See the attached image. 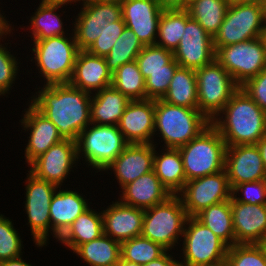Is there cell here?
Here are the masks:
<instances>
[{
    "label": "cell",
    "instance_id": "3957f363",
    "mask_svg": "<svg viewBox=\"0 0 266 266\" xmlns=\"http://www.w3.org/2000/svg\"><path fill=\"white\" fill-rule=\"evenodd\" d=\"M210 124L211 121L199 109L155 100L154 131H160L167 148H179L189 143Z\"/></svg>",
    "mask_w": 266,
    "mask_h": 266
},
{
    "label": "cell",
    "instance_id": "94428289",
    "mask_svg": "<svg viewBox=\"0 0 266 266\" xmlns=\"http://www.w3.org/2000/svg\"><path fill=\"white\" fill-rule=\"evenodd\" d=\"M264 26H266V0L263 3Z\"/></svg>",
    "mask_w": 266,
    "mask_h": 266
},
{
    "label": "cell",
    "instance_id": "ffe728a7",
    "mask_svg": "<svg viewBox=\"0 0 266 266\" xmlns=\"http://www.w3.org/2000/svg\"><path fill=\"white\" fill-rule=\"evenodd\" d=\"M154 144L129 143L107 167L115 171L121 188L153 170Z\"/></svg>",
    "mask_w": 266,
    "mask_h": 266
},
{
    "label": "cell",
    "instance_id": "9c48e42d",
    "mask_svg": "<svg viewBox=\"0 0 266 266\" xmlns=\"http://www.w3.org/2000/svg\"><path fill=\"white\" fill-rule=\"evenodd\" d=\"M263 23V5L230 2L223 23L213 37L215 51L220 47L260 37Z\"/></svg>",
    "mask_w": 266,
    "mask_h": 266
},
{
    "label": "cell",
    "instance_id": "681fc988",
    "mask_svg": "<svg viewBox=\"0 0 266 266\" xmlns=\"http://www.w3.org/2000/svg\"><path fill=\"white\" fill-rule=\"evenodd\" d=\"M0 266H32L29 263L24 262L21 256L17 258L8 259L0 262Z\"/></svg>",
    "mask_w": 266,
    "mask_h": 266
},
{
    "label": "cell",
    "instance_id": "f1b7e54d",
    "mask_svg": "<svg viewBox=\"0 0 266 266\" xmlns=\"http://www.w3.org/2000/svg\"><path fill=\"white\" fill-rule=\"evenodd\" d=\"M162 100L171 105L198 109L195 70L178 67Z\"/></svg>",
    "mask_w": 266,
    "mask_h": 266
},
{
    "label": "cell",
    "instance_id": "f907efd6",
    "mask_svg": "<svg viewBox=\"0 0 266 266\" xmlns=\"http://www.w3.org/2000/svg\"><path fill=\"white\" fill-rule=\"evenodd\" d=\"M256 146L258 147L261 158L263 161L264 169H265V174H266V135L262 137L257 143Z\"/></svg>",
    "mask_w": 266,
    "mask_h": 266
},
{
    "label": "cell",
    "instance_id": "d4e9b609",
    "mask_svg": "<svg viewBox=\"0 0 266 266\" xmlns=\"http://www.w3.org/2000/svg\"><path fill=\"white\" fill-rule=\"evenodd\" d=\"M123 204L146 210L164 202L171 194L162 185L154 170L122 188Z\"/></svg>",
    "mask_w": 266,
    "mask_h": 266
},
{
    "label": "cell",
    "instance_id": "f6af8a7d",
    "mask_svg": "<svg viewBox=\"0 0 266 266\" xmlns=\"http://www.w3.org/2000/svg\"><path fill=\"white\" fill-rule=\"evenodd\" d=\"M2 36H0L1 38ZM16 58L7 51L6 47L0 45V95H4L9 91L17 74Z\"/></svg>",
    "mask_w": 266,
    "mask_h": 266
},
{
    "label": "cell",
    "instance_id": "74e56055",
    "mask_svg": "<svg viewBox=\"0 0 266 266\" xmlns=\"http://www.w3.org/2000/svg\"><path fill=\"white\" fill-rule=\"evenodd\" d=\"M165 252L167 250L160 244L143 236L134 237L121 243V258L140 265L158 259Z\"/></svg>",
    "mask_w": 266,
    "mask_h": 266
},
{
    "label": "cell",
    "instance_id": "ab89813d",
    "mask_svg": "<svg viewBox=\"0 0 266 266\" xmlns=\"http://www.w3.org/2000/svg\"><path fill=\"white\" fill-rule=\"evenodd\" d=\"M230 266H266V257L258 244H235L227 251Z\"/></svg>",
    "mask_w": 266,
    "mask_h": 266
},
{
    "label": "cell",
    "instance_id": "4316f807",
    "mask_svg": "<svg viewBox=\"0 0 266 266\" xmlns=\"http://www.w3.org/2000/svg\"><path fill=\"white\" fill-rule=\"evenodd\" d=\"M129 101L125 95L112 86L95 92V96L91 97V123L118 125Z\"/></svg>",
    "mask_w": 266,
    "mask_h": 266
},
{
    "label": "cell",
    "instance_id": "4fadbf2b",
    "mask_svg": "<svg viewBox=\"0 0 266 266\" xmlns=\"http://www.w3.org/2000/svg\"><path fill=\"white\" fill-rule=\"evenodd\" d=\"M25 210L36 245H46L50 226V204L56 185L40 179L28 171Z\"/></svg>",
    "mask_w": 266,
    "mask_h": 266
},
{
    "label": "cell",
    "instance_id": "5bb4252c",
    "mask_svg": "<svg viewBox=\"0 0 266 266\" xmlns=\"http://www.w3.org/2000/svg\"><path fill=\"white\" fill-rule=\"evenodd\" d=\"M83 10L74 24V36L79 50H88L112 22L122 18L120 4L83 1Z\"/></svg>",
    "mask_w": 266,
    "mask_h": 266
},
{
    "label": "cell",
    "instance_id": "484cf974",
    "mask_svg": "<svg viewBox=\"0 0 266 266\" xmlns=\"http://www.w3.org/2000/svg\"><path fill=\"white\" fill-rule=\"evenodd\" d=\"M57 192L52 197L49 210L51 229L54 237L59 239L89 206L77 192L71 190H59Z\"/></svg>",
    "mask_w": 266,
    "mask_h": 266
},
{
    "label": "cell",
    "instance_id": "83f0119b",
    "mask_svg": "<svg viewBox=\"0 0 266 266\" xmlns=\"http://www.w3.org/2000/svg\"><path fill=\"white\" fill-rule=\"evenodd\" d=\"M167 152L157 156L154 147L153 170L162 185L171 195L179 194L185 186L186 176L183 161L178 148H166Z\"/></svg>",
    "mask_w": 266,
    "mask_h": 266
},
{
    "label": "cell",
    "instance_id": "2e32d148",
    "mask_svg": "<svg viewBox=\"0 0 266 266\" xmlns=\"http://www.w3.org/2000/svg\"><path fill=\"white\" fill-rule=\"evenodd\" d=\"M77 159L76 142L64 139L33 160L30 172L59 187Z\"/></svg>",
    "mask_w": 266,
    "mask_h": 266
},
{
    "label": "cell",
    "instance_id": "6da1fadb",
    "mask_svg": "<svg viewBox=\"0 0 266 266\" xmlns=\"http://www.w3.org/2000/svg\"><path fill=\"white\" fill-rule=\"evenodd\" d=\"M38 93L31 104L57 127L63 139L76 142L91 124L90 93L70 83L47 84Z\"/></svg>",
    "mask_w": 266,
    "mask_h": 266
},
{
    "label": "cell",
    "instance_id": "db71d44e",
    "mask_svg": "<svg viewBox=\"0 0 266 266\" xmlns=\"http://www.w3.org/2000/svg\"><path fill=\"white\" fill-rule=\"evenodd\" d=\"M71 1L73 2H76V1H79V0H42V2L46 3V4H53V5H63V4H66L68 2L71 3ZM84 1V0H82Z\"/></svg>",
    "mask_w": 266,
    "mask_h": 266
},
{
    "label": "cell",
    "instance_id": "e575fe53",
    "mask_svg": "<svg viewBox=\"0 0 266 266\" xmlns=\"http://www.w3.org/2000/svg\"><path fill=\"white\" fill-rule=\"evenodd\" d=\"M111 86L129 100L146 99L145 79L136 61L121 65L112 74Z\"/></svg>",
    "mask_w": 266,
    "mask_h": 266
},
{
    "label": "cell",
    "instance_id": "f546056e",
    "mask_svg": "<svg viewBox=\"0 0 266 266\" xmlns=\"http://www.w3.org/2000/svg\"><path fill=\"white\" fill-rule=\"evenodd\" d=\"M101 214L102 212L97 214L88 208L70 225L58 240L74 251L79 245L99 238L104 234Z\"/></svg>",
    "mask_w": 266,
    "mask_h": 266
},
{
    "label": "cell",
    "instance_id": "d6a6232c",
    "mask_svg": "<svg viewBox=\"0 0 266 266\" xmlns=\"http://www.w3.org/2000/svg\"><path fill=\"white\" fill-rule=\"evenodd\" d=\"M195 217L229 247L235 245L230 200L211 205Z\"/></svg>",
    "mask_w": 266,
    "mask_h": 266
},
{
    "label": "cell",
    "instance_id": "7402d4cb",
    "mask_svg": "<svg viewBox=\"0 0 266 266\" xmlns=\"http://www.w3.org/2000/svg\"><path fill=\"white\" fill-rule=\"evenodd\" d=\"M235 244H258L266 235V205L230 199Z\"/></svg>",
    "mask_w": 266,
    "mask_h": 266
},
{
    "label": "cell",
    "instance_id": "680465c9",
    "mask_svg": "<svg viewBox=\"0 0 266 266\" xmlns=\"http://www.w3.org/2000/svg\"><path fill=\"white\" fill-rule=\"evenodd\" d=\"M259 38L261 39L263 47L266 50V26H264L263 30L261 31Z\"/></svg>",
    "mask_w": 266,
    "mask_h": 266
},
{
    "label": "cell",
    "instance_id": "30bf717a",
    "mask_svg": "<svg viewBox=\"0 0 266 266\" xmlns=\"http://www.w3.org/2000/svg\"><path fill=\"white\" fill-rule=\"evenodd\" d=\"M215 59L239 86L266 68V50L259 37L220 47L216 50Z\"/></svg>",
    "mask_w": 266,
    "mask_h": 266
},
{
    "label": "cell",
    "instance_id": "cb8c5ba5",
    "mask_svg": "<svg viewBox=\"0 0 266 266\" xmlns=\"http://www.w3.org/2000/svg\"><path fill=\"white\" fill-rule=\"evenodd\" d=\"M69 83L92 94L91 90L100 91L111 86L112 73L108 70L104 57L79 50Z\"/></svg>",
    "mask_w": 266,
    "mask_h": 266
},
{
    "label": "cell",
    "instance_id": "4dcf8cb0",
    "mask_svg": "<svg viewBox=\"0 0 266 266\" xmlns=\"http://www.w3.org/2000/svg\"><path fill=\"white\" fill-rule=\"evenodd\" d=\"M74 252L91 266H116L121 259V243L103 234L79 245Z\"/></svg>",
    "mask_w": 266,
    "mask_h": 266
},
{
    "label": "cell",
    "instance_id": "8992f818",
    "mask_svg": "<svg viewBox=\"0 0 266 266\" xmlns=\"http://www.w3.org/2000/svg\"><path fill=\"white\" fill-rule=\"evenodd\" d=\"M56 36L44 40H33L35 62L40 69V74L46 79L47 84L69 83L79 51L75 36L69 38Z\"/></svg>",
    "mask_w": 266,
    "mask_h": 266
},
{
    "label": "cell",
    "instance_id": "277c9868",
    "mask_svg": "<svg viewBox=\"0 0 266 266\" xmlns=\"http://www.w3.org/2000/svg\"><path fill=\"white\" fill-rule=\"evenodd\" d=\"M226 143L210 124L189 143L180 146L186 181L214 174L225 169Z\"/></svg>",
    "mask_w": 266,
    "mask_h": 266
},
{
    "label": "cell",
    "instance_id": "b9f144b4",
    "mask_svg": "<svg viewBox=\"0 0 266 266\" xmlns=\"http://www.w3.org/2000/svg\"><path fill=\"white\" fill-rule=\"evenodd\" d=\"M21 242L12 221L0 214V262L21 256Z\"/></svg>",
    "mask_w": 266,
    "mask_h": 266
},
{
    "label": "cell",
    "instance_id": "603a6c76",
    "mask_svg": "<svg viewBox=\"0 0 266 266\" xmlns=\"http://www.w3.org/2000/svg\"><path fill=\"white\" fill-rule=\"evenodd\" d=\"M27 109L21 123L24 128L31 130L29 142L25 148L26 162L30 164L52 145L64 139L59 134L57 127L32 104Z\"/></svg>",
    "mask_w": 266,
    "mask_h": 266
},
{
    "label": "cell",
    "instance_id": "7bdbcfd3",
    "mask_svg": "<svg viewBox=\"0 0 266 266\" xmlns=\"http://www.w3.org/2000/svg\"><path fill=\"white\" fill-rule=\"evenodd\" d=\"M125 26L126 25L122 18L119 21L110 23L109 27L101 33L100 36H98L96 41L87 51L92 55L102 57L106 56L112 49L116 40L122 34Z\"/></svg>",
    "mask_w": 266,
    "mask_h": 266
},
{
    "label": "cell",
    "instance_id": "91938a15",
    "mask_svg": "<svg viewBox=\"0 0 266 266\" xmlns=\"http://www.w3.org/2000/svg\"><path fill=\"white\" fill-rule=\"evenodd\" d=\"M258 245L262 248L265 257H266V235L263 237V239L258 243Z\"/></svg>",
    "mask_w": 266,
    "mask_h": 266
},
{
    "label": "cell",
    "instance_id": "e0dca14e",
    "mask_svg": "<svg viewBox=\"0 0 266 266\" xmlns=\"http://www.w3.org/2000/svg\"><path fill=\"white\" fill-rule=\"evenodd\" d=\"M122 19L144 46L156 44L160 16L164 8L157 0H125Z\"/></svg>",
    "mask_w": 266,
    "mask_h": 266
},
{
    "label": "cell",
    "instance_id": "52a82bcc",
    "mask_svg": "<svg viewBox=\"0 0 266 266\" xmlns=\"http://www.w3.org/2000/svg\"><path fill=\"white\" fill-rule=\"evenodd\" d=\"M195 72L198 109L211 121L220 116L219 112L240 86L216 59Z\"/></svg>",
    "mask_w": 266,
    "mask_h": 266
},
{
    "label": "cell",
    "instance_id": "7dc6e473",
    "mask_svg": "<svg viewBox=\"0 0 266 266\" xmlns=\"http://www.w3.org/2000/svg\"><path fill=\"white\" fill-rule=\"evenodd\" d=\"M143 266H179V262L173 260V257L171 255H167L165 252L158 259L153 260Z\"/></svg>",
    "mask_w": 266,
    "mask_h": 266
},
{
    "label": "cell",
    "instance_id": "6f0895ef",
    "mask_svg": "<svg viewBox=\"0 0 266 266\" xmlns=\"http://www.w3.org/2000/svg\"><path fill=\"white\" fill-rule=\"evenodd\" d=\"M116 266H143L134 262L125 261L122 258L120 259V262Z\"/></svg>",
    "mask_w": 266,
    "mask_h": 266
},
{
    "label": "cell",
    "instance_id": "ee69618b",
    "mask_svg": "<svg viewBox=\"0 0 266 266\" xmlns=\"http://www.w3.org/2000/svg\"><path fill=\"white\" fill-rule=\"evenodd\" d=\"M239 191L242 192L244 197H236ZM232 197L237 202L251 205H266V180L240 183L232 189Z\"/></svg>",
    "mask_w": 266,
    "mask_h": 266
},
{
    "label": "cell",
    "instance_id": "d590c367",
    "mask_svg": "<svg viewBox=\"0 0 266 266\" xmlns=\"http://www.w3.org/2000/svg\"><path fill=\"white\" fill-rule=\"evenodd\" d=\"M143 48L137 35L125 26L110 52L104 56L108 70L113 74L121 65L135 61Z\"/></svg>",
    "mask_w": 266,
    "mask_h": 266
},
{
    "label": "cell",
    "instance_id": "f5cc1de1",
    "mask_svg": "<svg viewBox=\"0 0 266 266\" xmlns=\"http://www.w3.org/2000/svg\"><path fill=\"white\" fill-rule=\"evenodd\" d=\"M231 2L237 4L263 5L265 0H231Z\"/></svg>",
    "mask_w": 266,
    "mask_h": 266
},
{
    "label": "cell",
    "instance_id": "836d02e7",
    "mask_svg": "<svg viewBox=\"0 0 266 266\" xmlns=\"http://www.w3.org/2000/svg\"><path fill=\"white\" fill-rule=\"evenodd\" d=\"M186 25V9H164L159 21L156 45L172 52L178 47Z\"/></svg>",
    "mask_w": 266,
    "mask_h": 266
},
{
    "label": "cell",
    "instance_id": "8fae6325",
    "mask_svg": "<svg viewBox=\"0 0 266 266\" xmlns=\"http://www.w3.org/2000/svg\"><path fill=\"white\" fill-rule=\"evenodd\" d=\"M184 228V263L179 266H198L218 262L227 257L229 246L196 217H188Z\"/></svg>",
    "mask_w": 266,
    "mask_h": 266
},
{
    "label": "cell",
    "instance_id": "8d00e7d4",
    "mask_svg": "<svg viewBox=\"0 0 266 266\" xmlns=\"http://www.w3.org/2000/svg\"><path fill=\"white\" fill-rule=\"evenodd\" d=\"M61 5L41 2L37 12L31 17L33 40H44L56 36H64L62 22L55 13Z\"/></svg>",
    "mask_w": 266,
    "mask_h": 266
},
{
    "label": "cell",
    "instance_id": "ba28073f",
    "mask_svg": "<svg viewBox=\"0 0 266 266\" xmlns=\"http://www.w3.org/2000/svg\"><path fill=\"white\" fill-rule=\"evenodd\" d=\"M79 134L76 141L77 158L84 154L88 165L99 171L107 170V167L129 144L118 125H101L91 123Z\"/></svg>",
    "mask_w": 266,
    "mask_h": 266
},
{
    "label": "cell",
    "instance_id": "9f6ffc18",
    "mask_svg": "<svg viewBox=\"0 0 266 266\" xmlns=\"http://www.w3.org/2000/svg\"><path fill=\"white\" fill-rule=\"evenodd\" d=\"M84 1H92L98 3H112V4H122L125 0H84Z\"/></svg>",
    "mask_w": 266,
    "mask_h": 266
},
{
    "label": "cell",
    "instance_id": "60d3db41",
    "mask_svg": "<svg viewBox=\"0 0 266 266\" xmlns=\"http://www.w3.org/2000/svg\"><path fill=\"white\" fill-rule=\"evenodd\" d=\"M178 67L179 64L173 59L168 64V70L150 72V75L145 79L146 99H162L166 94L171 79Z\"/></svg>",
    "mask_w": 266,
    "mask_h": 266
},
{
    "label": "cell",
    "instance_id": "7c38bea8",
    "mask_svg": "<svg viewBox=\"0 0 266 266\" xmlns=\"http://www.w3.org/2000/svg\"><path fill=\"white\" fill-rule=\"evenodd\" d=\"M179 193L188 217H195L211 205L232 198V188L225 169L187 181Z\"/></svg>",
    "mask_w": 266,
    "mask_h": 266
},
{
    "label": "cell",
    "instance_id": "1f68e13d",
    "mask_svg": "<svg viewBox=\"0 0 266 266\" xmlns=\"http://www.w3.org/2000/svg\"><path fill=\"white\" fill-rule=\"evenodd\" d=\"M230 0H189L185 8L189 16L214 37L223 23Z\"/></svg>",
    "mask_w": 266,
    "mask_h": 266
},
{
    "label": "cell",
    "instance_id": "44dd1931",
    "mask_svg": "<svg viewBox=\"0 0 266 266\" xmlns=\"http://www.w3.org/2000/svg\"><path fill=\"white\" fill-rule=\"evenodd\" d=\"M103 233L122 243L141 236L144 210L117 201L102 212Z\"/></svg>",
    "mask_w": 266,
    "mask_h": 266
},
{
    "label": "cell",
    "instance_id": "11a10c76",
    "mask_svg": "<svg viewBox=\"0 0 266 266\" xmlns=\"http://www.w3.org/2000/svg\"><path fill=\"white\" fill-rule=\"evenodd\" d=\"M198 266H230L228 260L222 259L218 262H214V263H210V264H202V265H198Z\"/></svg>",
    "mask_w": 266,
    "mask_h": 266
},
{
    "label": "cell",
    "instance_id": "bcb514c9",
    "mask_svg": "<svg viewBox=\"0 0 266 266\" xmlns=\"http://www.w3.org/2000/svg\"><path fill=\"white\" fill-rule=\"evenodd\" d=\"M240 87L266 113V68Z\"/></svg>",
    "mask_w": 266,
    "mask_h": 266
},
{
    "label": "cell",
    "instance_id": "9a60e30c",
    "mask_svg": "<svg viewBox=\"0 0 266 266\" xmlns=\"http://www.w3.org/2000/svg\"><path fill=\"white\" fill-rule=\"evenodd\" d=\"M179 67L196 70L215 60L213 37L186 10L185 31L178 47L173 52Z\"/></svg>",
    "mask_w": 266,
    "mask_h": 266
},
{
    "label": "cell",
    "instance_id": "c3c4849f",
    "mask_svg": "<svg viewBox=\"0 0 266 266\" xmlns=\"http://www.w3.org/2000/svg\"><path fill=\"white\" fill-rule=\"evenodd\" d=\"M164 9L186 8L189 0H157Z\"/></svg>",
    "mask_w": 266,
    "mask_h": 266
},
{
    "label": "cell",
    "instance_id": "f35d334b",
    "mask_svg": "<svg viewBox=\"0 0 266 266\" xmlns=\"http://www.w3.org/2000/svg\"><path fill=\"white\" fill-rule=\"evenodd\" d=\"M174 59L173 52L156 44L144 46L136 58L139 70L144 79L150 72L168 70V64Z\"/></svg>",
    "mask_w": 266,
    "mask_h": 266
},
{
    "label": "cell",
    "instance_id": "5b68a950",
    "mask_svg": "<svg viewBox=\"0 0 266 266\" xmlns=\"http://www.w3.org/2000/svg\"><path fill=\"white\" fill-rule=\"evenodd\" d=\"M187 218L179 195H171L164 202L144 210L141 236L171 250L179 235H183Z\"/></svg>",
    "mask_w": 266,
    "mask_h": 266
},
{
    "label": "cell",
    "instance_id": "7a4b0ae2",
    "mask_svg": "<svg viewBox=\"0 0 266 266\" xmlns=\"http://www.w3.org/2000/svg\"><path fill=\"white\" fill-rule=\"evenodd\" d=\"M211 124L221 134L226 146L256 144L266 135V113L240 87ZM219 119V120H218Z\"/></svg>",
    "mask_w": 266,
    "mask_h": 266
},
{
    "label": "cell",
    "instance_id": "ac0fdd59",
    "mask_svg": "<svg viewBox=\"0 0 266 266\" xmlns=\"http://www.w3.org/2000/svg\"><path fill=\"white\" fill-rule=\"evenodd\" d=\"M225 170L232 189L243 182L266 180L263 161L256 144L227 146Z\"/></svg>",
    "mask_w": 266,
    "mask_h": 266
},
{
    "label": "cell",
    "instance_id": "816d5d0a",
    "mask_svg": "<svg viewBox=\"0 0 266 266\" xmlns=\"http://www.w3.org/2000/svg\"><path fill=\"white\" fill-rule=\"evenodd\" d=\"M10 26L8 25V22L4 19V17L0 14V36H3V34L10 33Z\"/></svg>",
    "mask_w": 266,
    "mask_h": 266
},
{
    "label": "cell",
    "instance_id": "d6986e66",
    "mask_svg": "<svg viewBox=\"0 0 266 266\" xmlns=\"http://www.w3.org/2000/svg\"><path fill=\"white\" fill-rule=\"evenodd\" d=\"M155 100H130L118 127L128 143L151 144L154 135Z\"/></svg>",
    "mask_w": 266,
    "mask_h": 266
}]
</instances>
